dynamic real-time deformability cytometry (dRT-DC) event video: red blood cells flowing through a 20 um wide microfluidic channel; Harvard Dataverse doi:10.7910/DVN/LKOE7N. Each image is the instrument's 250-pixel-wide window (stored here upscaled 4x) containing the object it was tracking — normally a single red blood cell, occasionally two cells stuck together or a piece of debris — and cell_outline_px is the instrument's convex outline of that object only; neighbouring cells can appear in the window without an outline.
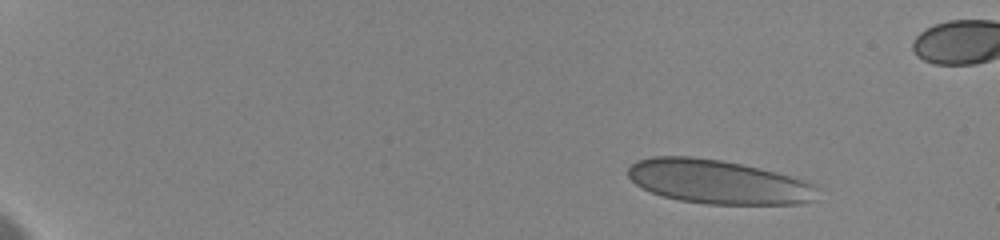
{"species": "human", "species_latin": "Homo sapiens", "temperature_condition": "cold", "stored_images_in_passage": 36, "camera_frame_rate_fps": 3000, "um_per_image_px": 0.085, "donor": {"sex": "female"}, "frame": {"image": 1, "passage_image": 5, "time_ms": 2.667, "image_size_px": [1000, 240], "cell_outline_px": [[812, 200], [800, 204], [704, 204], [680, 200], [664, 196], [652, 192], [636, 184], [628, 176], [628, 168], [636, 160], [652, 156], [692, 156], [720, 160], [760, 168], [804, 180], [812, 184]], "centroid_in_image_um": [60.94, 15.44], "position_along_channel_um": 24.1, "area_um2": 47.86}}